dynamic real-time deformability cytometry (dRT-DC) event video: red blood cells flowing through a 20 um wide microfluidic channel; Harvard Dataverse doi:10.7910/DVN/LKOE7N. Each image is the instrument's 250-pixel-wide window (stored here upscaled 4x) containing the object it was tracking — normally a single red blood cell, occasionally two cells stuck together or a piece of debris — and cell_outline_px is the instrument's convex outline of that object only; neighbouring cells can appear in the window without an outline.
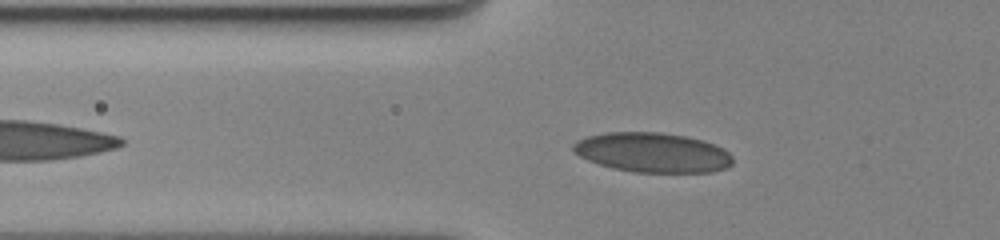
{"species": "human", "species_latin": "Homo sapiens", "temperature_condition": "cold", "stored_images_in_passage": 42, "camera_frame_rate_fps": 3000, "um_per_image_px": 0.085, "donor": {"sex": "female"}, "frame": {"image": 1, "passage_image": 6, "time_ms": 1.667, "image_size_px": [1000, 240], "cell_outline_px": [[732, 164], [724, 168], [712, 172], [632, 172], [612, 168], [588, 160], [572, 152], [572, 144], [576, 140], [588, 136], [604, 132], [660, 132], [684, 136], [704, 140], [716, 144], [724, 148], [732, 156]], "centroid_in_image_um": [55.45, 12.95], "position_along_channel_um": 70.3, "area_um2": 37.11}}
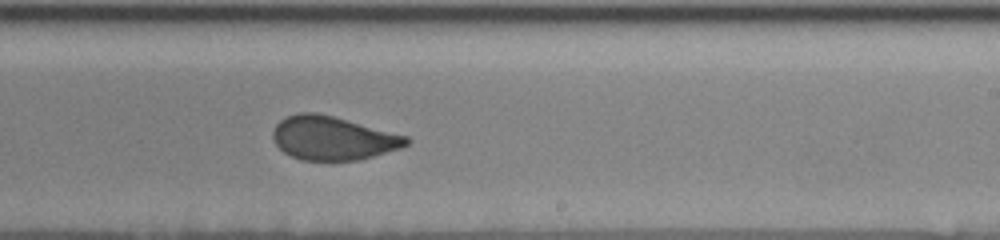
{"frame": {"image": 2, "passage_image": 23, "time_ms": 7.333, "image_size_px": [1000, 240], "cell_outline_px": [[412, 140], [408, 144], [400, 148], [360, 160], [300, 160], [284, 152], [276, 144], [272, 136], [272, 132], [276, 124], [280, 120], [288, 116], [300, 112], [316, 112], [332, 116], [408, 136]], "centroid_in_image_um": [28.29, 11.74], "position_along_channel_um": 260.7, "area_um2": 33.81}}
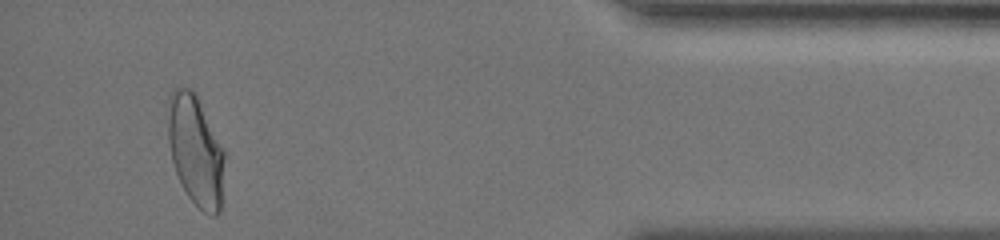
{"frame": {"image": 3, "passage_image": 40, "time_ms": 13.0, "image_size_px": [1000, 240], "cell_outline_px": [[224, 156], [220, 212], [216, 216], [212, 216], [204, 212], [188, 196], [176, 172], [172, 160], [168, 144], [168, 100], [172, 92], [180, 84], [192, 88], [196, 92], [224, 148]], "centroid_in_image_um": [16.62, 12.72], "position_along_channel_um": 418.6, "area_um2": 36.65}}